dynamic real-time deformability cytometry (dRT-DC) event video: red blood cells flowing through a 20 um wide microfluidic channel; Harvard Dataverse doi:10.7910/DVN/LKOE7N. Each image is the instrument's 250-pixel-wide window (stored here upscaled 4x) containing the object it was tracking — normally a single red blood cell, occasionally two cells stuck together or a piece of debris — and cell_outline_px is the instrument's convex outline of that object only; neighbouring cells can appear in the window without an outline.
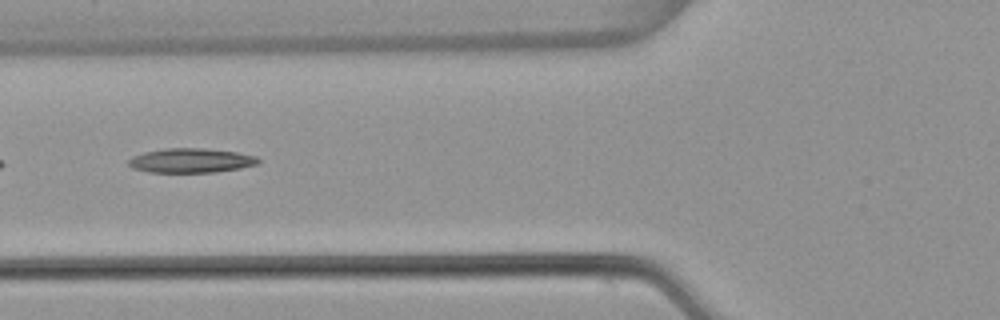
{"species": "common noctule bat (a hibernating species)", "species_latin": "Nyctalus noctula", "temperature_condition": "warm", "stored_images_in_passage": 7, "segment_of_instrument_passage": [2, 2], "camera_frame_rate_fps": 3000, "um_per_image_px": 0.085, "animal": {"sex": "female", "body_mass_g": 22.7, "forearm_length_mm": 54.2}, "frame": {"image": 1, "passage_image": 6, "time_ms": 1.667, "image_size_px": [1000, 320], "cell_outline_px": [[260, 164], [240, 168], [216, 172], [148, 172], [132, 168], [128, 164], [128, 160], [132, 156], [144, 152], [164, 148], [204, 148], [236, 152], [256, 156], [260, 160]], "centroid_in_image_um": [16.23, 13.64], "position_along_channel_um": 109.6, "area_um2": 18.55}}
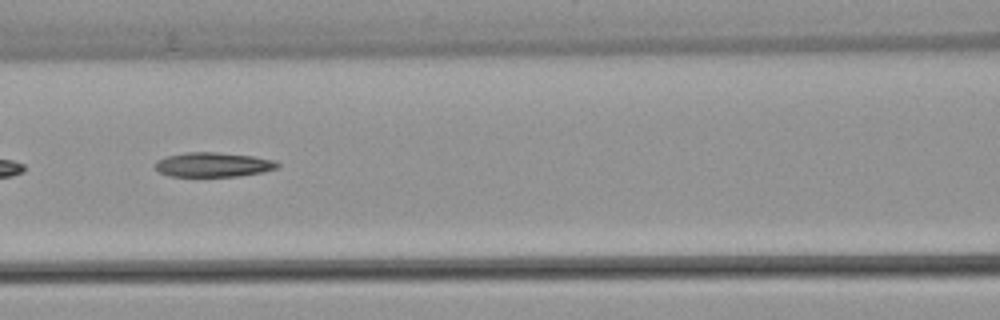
{"frame": {"image": 2, "passage_image": 7, "time_ms": 2.0, "image_size_px": [1000, 320], "cell_outline_px": [[280, 168], [264, 172], [236, 176], [168, 176], [160, 172], [152, 164], [156, 160], [168, 156], [184, 152], [216, 152], [252, 156], [276, 160], [280, 164]], "centroid_in_image_um": [18.14, 13.99], "position_along_channel_um": 148.5, "area_um2": 17.63}}